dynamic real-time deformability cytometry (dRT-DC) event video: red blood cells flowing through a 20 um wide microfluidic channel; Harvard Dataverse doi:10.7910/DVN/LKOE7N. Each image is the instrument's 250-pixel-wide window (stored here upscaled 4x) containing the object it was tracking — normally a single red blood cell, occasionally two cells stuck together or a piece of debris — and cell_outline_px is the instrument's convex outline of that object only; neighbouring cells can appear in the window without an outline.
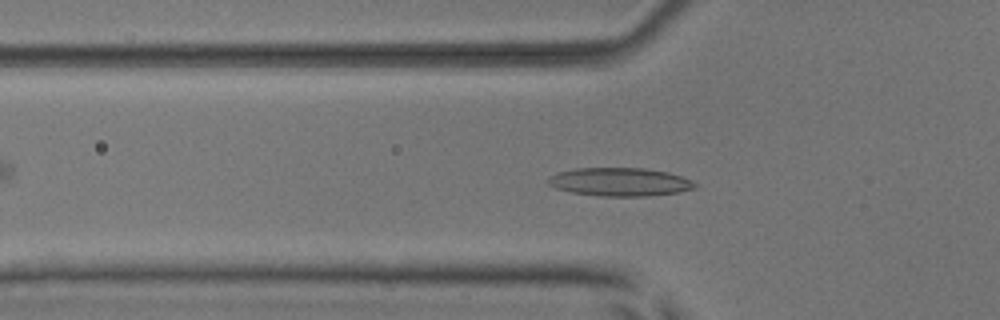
{"species": "common noctule bat (a hibernating species)", "species_latin": "Nyctalus noctula", "temperature_condition": "room temperature", "stored_images_in_passage": 53, "camera_frame_rate_fps": 3000, "um_per_image_px": 0.085, "animal": {"sex": "male", "body_mass_g": 17.9, "forearm_length_mm": 54.2}, "frame": {"image": 1, "passage_image": 17, "time_ms": 5.333, "image_size_px": [1000, 320], "cell_outline_px": [[696, 188], [676, 192], [648, 196], [600, 196], [572, 192], [556, 188], [548, 184], [548, 176], [560, 172], [576, 168], [644, 168], [668, 172], [692, 180], [696, 184]], "centroid_in_image_um": [52.68, 15.46], "position_along_channel_um": 73.1, "area_um2": 24.1}}
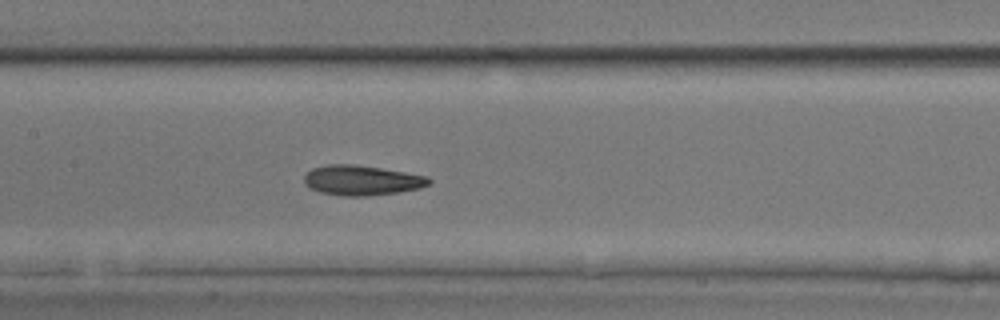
{"frame": {"image": 2, "passage_image": 25, "time_ms": 8.0, "image_size_px": [1000, 320], "cell_outline_px": [[432, 180], [428, 184], [420, 188], [396, 192], [364, 196], [344, 196], [320, 192], [308, 188], [304, 184], [304, 176], [312, 168], [328, 164], [352, 164], [380, 168], [428, 176]], "centroid_in_image_um": [30.71, 15.32], "position_along_channel_um": 176.7, "area_um2": 21.68}}
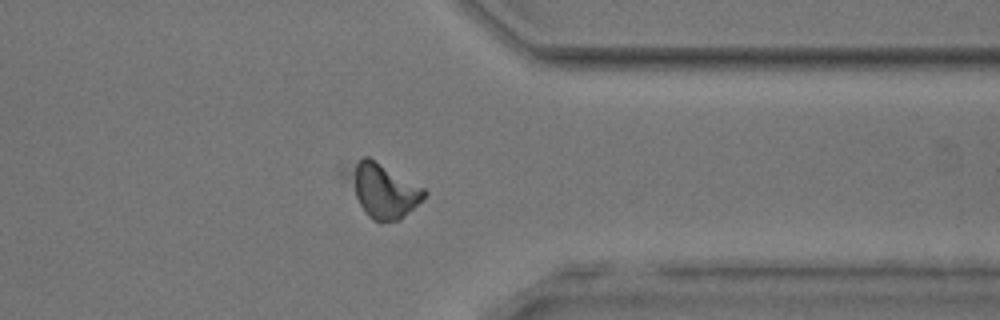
{"frame": {"image": 3, "passage_image": 41, "time_ms": 13.333, "image_size_px": [1000, 320], "cell_outline_px": [[428, 192], [400, 220], [372, 220], [368, 216], [340, 176], [340, 168], [364, 156], [368, 156], [424, 188]], "centroid_in_image_um": [32.38, 16.09], "position_along_channel_um": 379.0, "area_um2": 24.45}, "authors_computed_cell_mechanics": {"area_um2": 21.7328, "velocity_mm_per_s": 3.8855, "shape_relaxation_time_tau1_ms": 4.4578, "shape_relaxation_time_tau2_ms": 3.1614, "deformation_change_tau1": 0.1411, "deformation_change_tau2": 0.11}}